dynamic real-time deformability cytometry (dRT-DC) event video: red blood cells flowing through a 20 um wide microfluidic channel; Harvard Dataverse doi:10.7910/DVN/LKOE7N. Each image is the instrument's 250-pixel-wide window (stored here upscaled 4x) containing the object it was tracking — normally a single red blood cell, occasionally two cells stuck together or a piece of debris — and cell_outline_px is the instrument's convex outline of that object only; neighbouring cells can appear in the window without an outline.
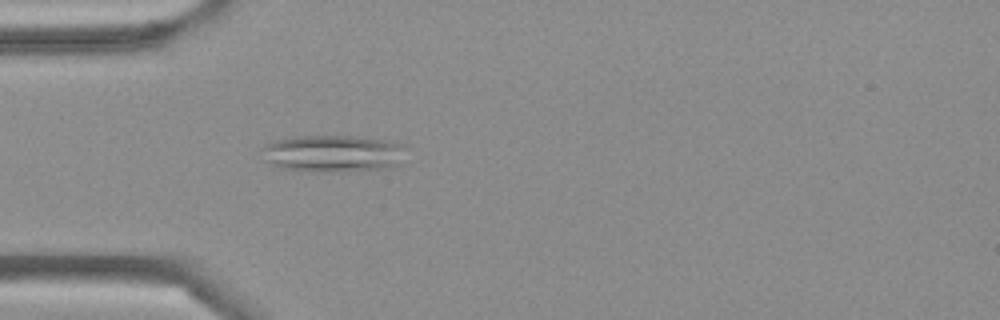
{"species": "Egyptian fruit bat (a non-hibernating species)", "species_latin": "Rousettus aegyptiacus", "temperature_condition": "cold", "stored_images_in_passage": 4, "camera_frame_rate_fps": 3000, "um_per_image_px": 0.085, "frame": {"image": 1, "passage_image": 4, "time_ms": 1.0, "image_size_px": [1000, 320], "cell_outline_px": [[408, 144], [400, 164], [388, 168], [284, 168], [272, 164], [264, 160], [260, 148], [264, 144], [272, 140], [296, 136], [348, 136], [380, 140]], "centroid_in_image_um": [28.29, 12.97], "position_along_channel_um": 56.7, "area_um2": 29.65}}